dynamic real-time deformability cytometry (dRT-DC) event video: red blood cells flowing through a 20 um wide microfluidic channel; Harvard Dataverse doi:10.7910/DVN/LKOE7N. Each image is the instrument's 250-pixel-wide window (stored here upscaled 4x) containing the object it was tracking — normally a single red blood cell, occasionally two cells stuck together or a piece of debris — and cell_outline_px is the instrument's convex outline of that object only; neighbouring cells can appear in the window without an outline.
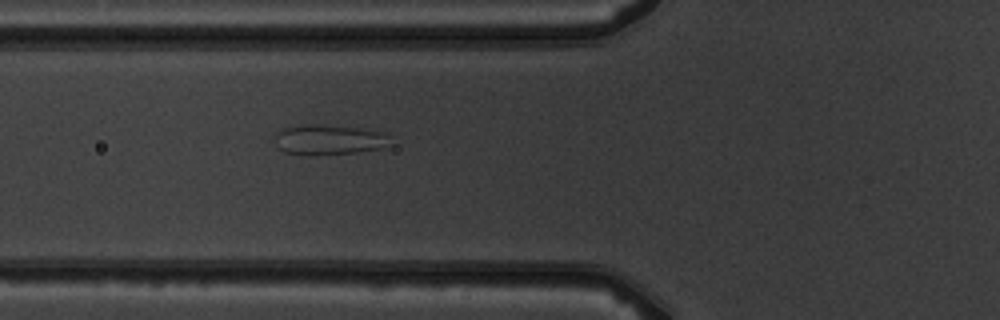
{"species": "common noctule bat (a hibernating species)", "species_latin": "Nyctalus noctula", "temperature_condition": "warm", "stored_images_in_passage": 2, "camera_frame_rate_fps": 3000, "um_per_image_px": 0.085, "animal": {"sex": "male", "body_mass_g": 19.5, "forearm_length_mm": 54.6}, "frame": {"image": 1, "passage_image": 2, "time_ms": 1.0, "image_size_px": [1000, 320], "cell_outline_px": [[388, 136], [380, 148], [356, 152], [308, 156], [284, 152], [280, 148], [276, 136], [276, 132], [284, 128], [308, 124], [316, 124], [360, 128], [380, 132]], "centroid_in_image_um": [27.86, 11.88], "position_along_channel_um": 97.9, "area_um2": 19.65}}